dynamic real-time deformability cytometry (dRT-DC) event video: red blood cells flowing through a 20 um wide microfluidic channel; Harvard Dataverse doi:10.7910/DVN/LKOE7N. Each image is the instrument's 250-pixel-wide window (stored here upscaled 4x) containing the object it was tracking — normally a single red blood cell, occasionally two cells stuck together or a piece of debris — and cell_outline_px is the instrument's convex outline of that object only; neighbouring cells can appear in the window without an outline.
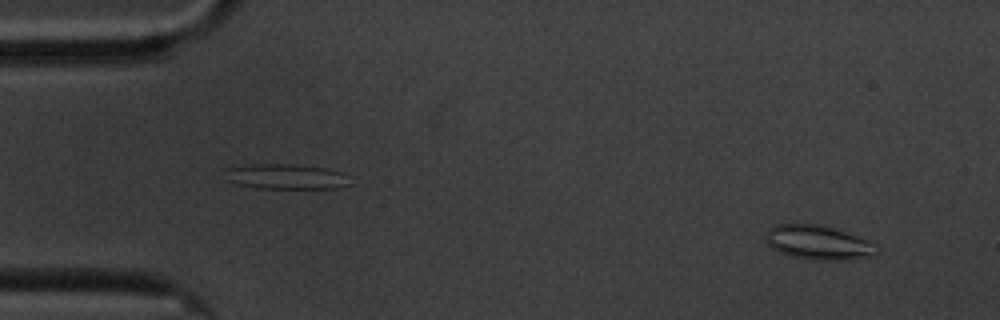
{"species": "common noctule bat (a hibernating species)", "species_latin": "Nyctalus noctula", "temperature_condition": "cold", "stored_images_in_passage": 17, "camera_frame_rate_fps": 3000, "um_per_image_px": 0.085, "animal": {"sex": "male", "body_mass_g": 20.1, "forearm_length_mm": 53.5}, "frame": {"image": 1, "passage_image": 4, "time_ms": 1.0, "image_size_px": [1000, 320], "cell_outline_px": [[880, 252], [872, 256], [844, 260], [812, 260], [792, 256], [780, 252], [772, 248], [764, 240], [764, 232], [768, 228], [776, 224], [820, 224], [880, 244]], "centroid_in_image_um": [69.56, 20.62], "position_along_channel_um": 15.4, "area_um2": 22.48}}
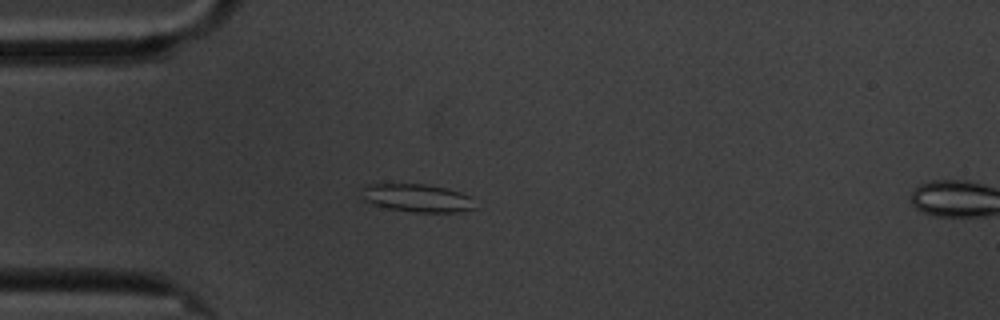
{"frame": {"image": 2, "passage_image": 15, "time_ms": 4.667, "image_size_px": [1000, 320], "cell_outline_px": [[476, 208], [460, 212], [412, 212], [384, 208], [372, 204], [364, 200], [364, 188], [368, 184], [424, 184], [448, 188], [460, 192], [468, 196]], "centroid_in_image_um": [35.47, 16.84], "position_along_channel_um": 49.5, "area_um2": 18.38}}